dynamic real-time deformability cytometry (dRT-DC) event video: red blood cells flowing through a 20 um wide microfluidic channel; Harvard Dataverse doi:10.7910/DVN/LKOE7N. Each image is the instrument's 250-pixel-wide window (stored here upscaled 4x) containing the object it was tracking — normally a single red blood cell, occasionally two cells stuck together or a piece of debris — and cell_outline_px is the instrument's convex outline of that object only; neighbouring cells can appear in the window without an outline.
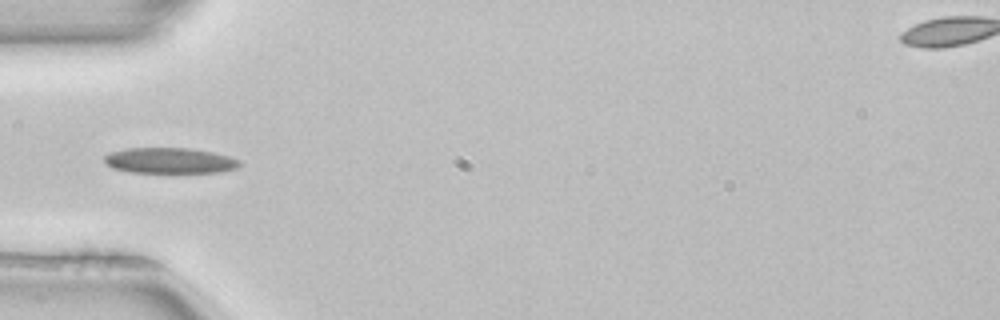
{"species": "common noctule bat (a hibernating species)", "species_latin": "Nyctalus noctula", "temperature_condition": "room temperature", "stored_images_in_passage": 4, "camera_frame_rate_fps": 3000, "um_per_image_px": 0.085, "animal": {"sex": "female", "body_mass_g": 22.7, "forearm_length_mm": 54.2}, "frame": {"image": 1, "passage_image": 4, "time_ms": 1.0, "image_size_px": [1000, 320], "cell_outline_px": [[240, 164], [236, 168], [220, 172], [128, 172], [112, 168], [104, 160], [104, 156], [112, 152], [128, 148], [188, 148], [212, 152], [228, 156], [240, 160]], "centroid_in_image_um": [14.42, 13.65], "position_along_channel_um": 70.6, "area_um2": 20.0}}